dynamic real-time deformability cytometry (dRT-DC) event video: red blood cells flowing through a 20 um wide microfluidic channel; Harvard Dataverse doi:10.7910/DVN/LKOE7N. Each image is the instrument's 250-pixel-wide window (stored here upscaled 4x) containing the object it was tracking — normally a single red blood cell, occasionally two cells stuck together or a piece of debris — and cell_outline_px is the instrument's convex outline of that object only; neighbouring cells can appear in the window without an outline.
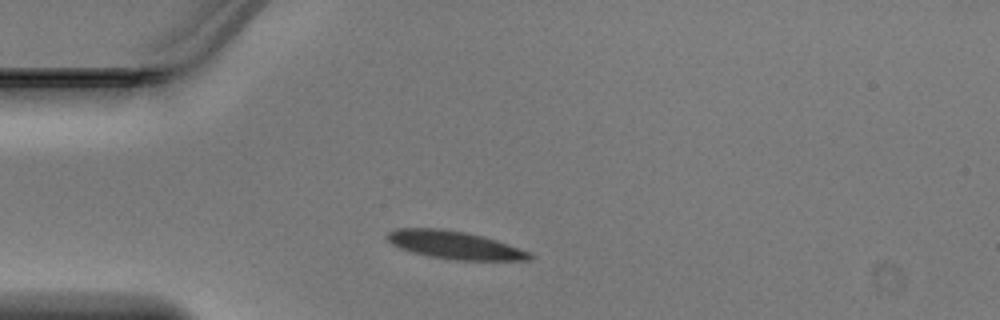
{"species": "Egyptian fruit bat (a non-hibernating species)", "species_latin": "Rousettus aegyptiacus", "temperature_condition": "warm", "stored_images_in_passage": 31, "camera_frame_rate_fps": 3000, "um_per_image_px": 0.085, "animal": {"sex": "male"}, "frame": {"image": 1, "passage_image": 1, "time_ms": 0.0, "image_size_px": [1000, 320], "cell_outline_px": [[536, 256], [532, 260], [456, 260], [428, 256], [412, 252], [400, 248], [392, 244], [384, 236], [388, 232], [396, 228], [440, 228], [464, 232], [484, 236], [532, 252]], "centroid_in_image_um": [38.67, 20.83], "position_along_channel_um": 46.3, "area_um2": 23.35}}
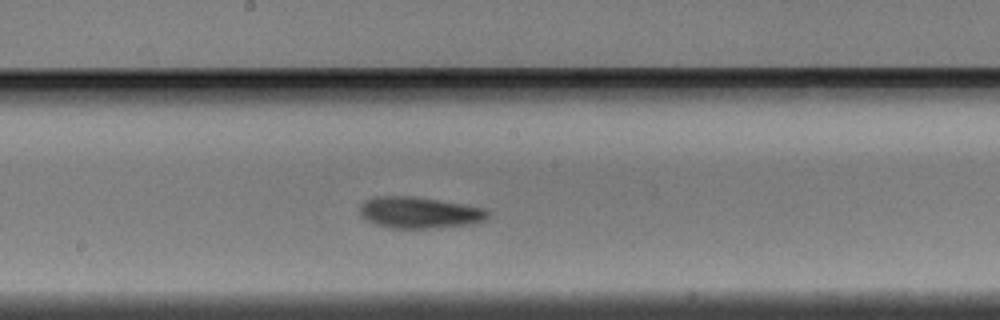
{"frame": {"image": 2, "passage_image": 14, "time_ms": 4.333, "image_size_px": [1000, 320], "cell_outline_px": [[488, 216], [484, 220], [472, 224], [436, 228], [392, 228], [376, 224], [360, 216], [360, 204], [364, 200], [376, 196], [412, 196], [464, 204], [484, 208], [488, 212]], "centroid_in_image_um": [35.63, 18.07], "position_along_channel_um": 212.6, "area_um2": 23.41}}
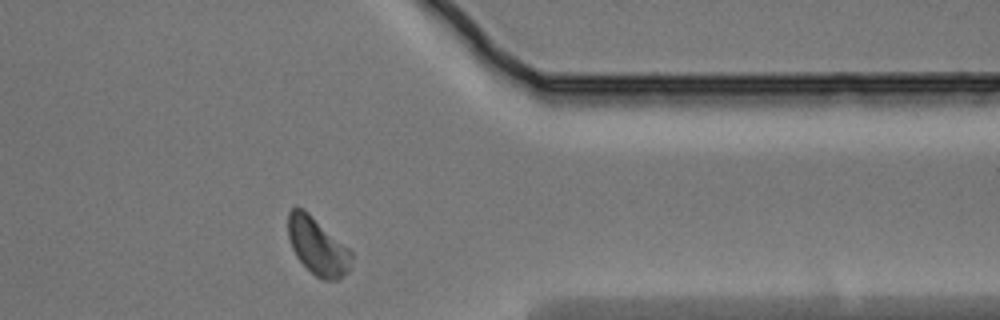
{"frame": {"image": 3, "passage_image": 27, "time_ms": 8.667, "image_size_px": [1000, 320], "cell_outline_px": [[352, 256], [348, 272], [336, 280], [324, 280], [316, 276], [296, 256], [292, 248], [288, 236], [288, 212], [296, 204], [304, 208], [348, 248], [352, 252]], "centroid_in_image_um": [26.96, 20.89], "position_along_channel_um": 384.4, "area_um2": 20.98}}